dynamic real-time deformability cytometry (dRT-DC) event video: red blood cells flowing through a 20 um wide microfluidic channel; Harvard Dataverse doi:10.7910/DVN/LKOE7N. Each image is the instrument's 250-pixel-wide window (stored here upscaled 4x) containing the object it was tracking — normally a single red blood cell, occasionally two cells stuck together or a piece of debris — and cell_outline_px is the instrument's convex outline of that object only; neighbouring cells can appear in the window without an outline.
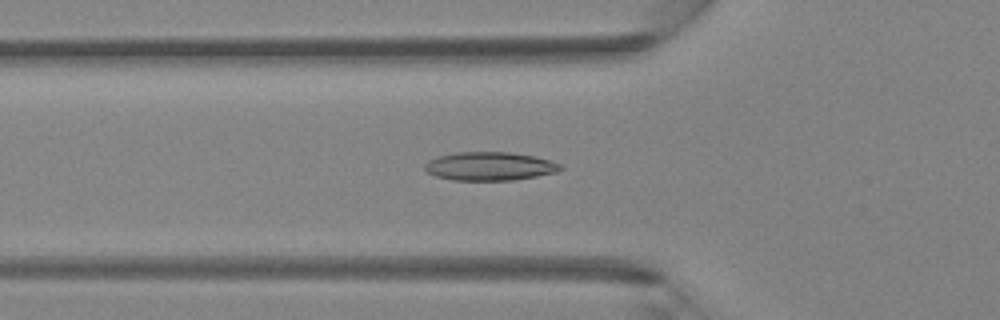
{"species": "Egyptian fruit bat (a non-hibernating species)", "species_latin": "Rousettus aegyptiacus", "temperature_condition": "room temperature", "stored_images_in_passage": 40, "camera_frame_rate_fps": 3000, "um_per_image_px": 0.085, "animal": {"sex": "female"}, "frame": {"image": 1, "passage_image": 11, "time_ms": 3.333, "image_size_px": [1000, 320], "cell_outline_px": [[564, 168], [556, 172], [536, 176], [512, 180], [452, 180], [436, 176], [428, 172], [424, 168], [424, 164], [428, 160], [436, 156], [456, 152], [508, 152], [536, 156], [552, 160], [560, 164]], "centroid_in_image_um": [41.62, 14.12], "position_along_channel_um": 84.2, "area_um2": 22.66}}
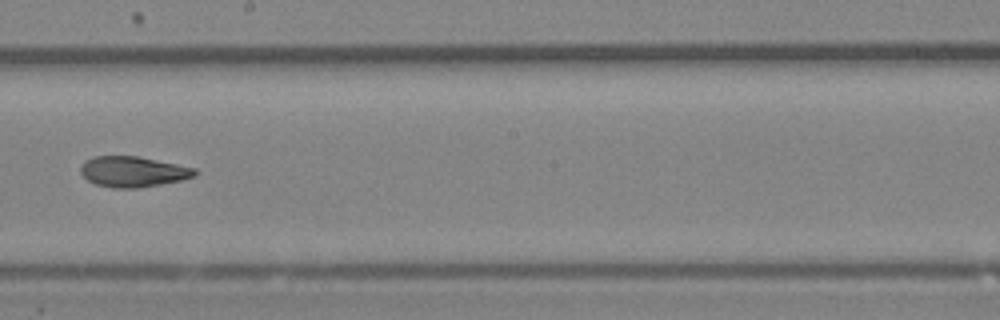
{"frame": {"image": 2, "passage_image": 21, "time_ms": 6.667, "image_size_px": [1000, 320], "cell_outline_px": [[196, 176], [180, 180], [160, 184], [136, 188], [112, 188], [96, 184], [88, 180], [80, 172], [80, 168], [84, 160], [92, 156], [136, 156], [196, 168]], "centroid_in_image_um": [11.27, 14.59], "position_along_channel_um": 236.9, "area_um2": 20.23}}
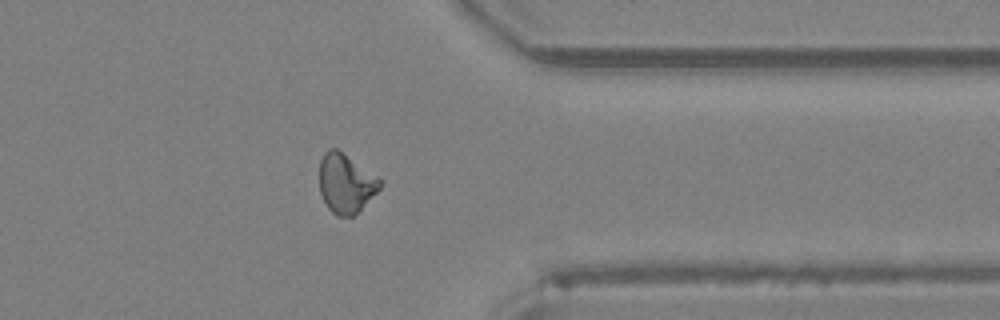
{"frame": {"image": 3, "passage_image": 31, "time_ms": 10.0, "image_size_px": [1000, 320], "cell_outline_px": [[380, 188], [352, 216], [336, 216], [328, 208], [320, 192], [320, 160], [324, 152], [328, 148], [336, 148], [380, 180]], "centroid_in_image_um": [29.33, 15.58], "position_along_channel_um": 382.1, "area_um2": 20.11}}